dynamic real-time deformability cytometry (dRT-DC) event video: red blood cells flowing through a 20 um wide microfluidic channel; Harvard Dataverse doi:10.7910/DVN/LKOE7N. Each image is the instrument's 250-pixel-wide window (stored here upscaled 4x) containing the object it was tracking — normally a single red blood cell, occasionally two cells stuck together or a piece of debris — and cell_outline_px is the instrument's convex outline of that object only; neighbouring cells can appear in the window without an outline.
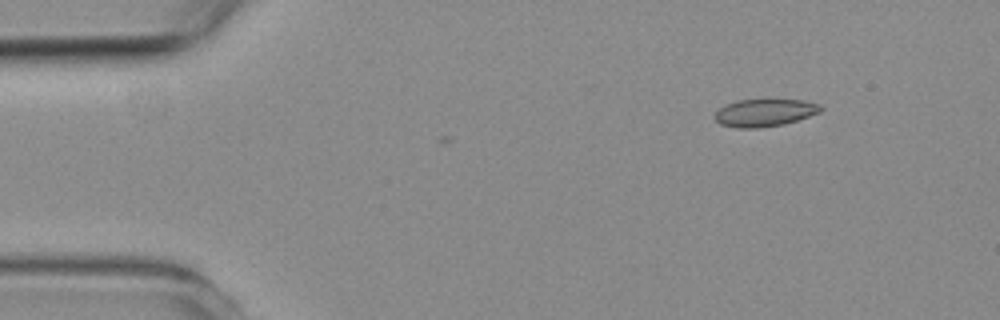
{"species": "common noctule bat (a hibernating species)", "species_latin": "Nyctalus noctula", "temperature_condition": "room temperature", "stored_images_in_passage": 3, "camera_frame_rate_fps": 3000, "um_per_image_px": 0.085, "animal": {"sex": "female", "body_mass_g": 19.3, "forearm_length_mm": 54.1}, "frame": {"image": 1, "passage_image": 1, "time_ms": 0.0, "image_size_px": [1000, 320], "cell_outline_px": [[824, 108], [820, 112], [784, 124], [760, 128], [736, 128], [720, 124], [712, 116], [724, 104], [736, 100], [804, 100], [820, 104]], "centroid_in_image_um": [64.96, 9.58], "position_along_channel_um": 20.0, "area_um2": 17.05}}